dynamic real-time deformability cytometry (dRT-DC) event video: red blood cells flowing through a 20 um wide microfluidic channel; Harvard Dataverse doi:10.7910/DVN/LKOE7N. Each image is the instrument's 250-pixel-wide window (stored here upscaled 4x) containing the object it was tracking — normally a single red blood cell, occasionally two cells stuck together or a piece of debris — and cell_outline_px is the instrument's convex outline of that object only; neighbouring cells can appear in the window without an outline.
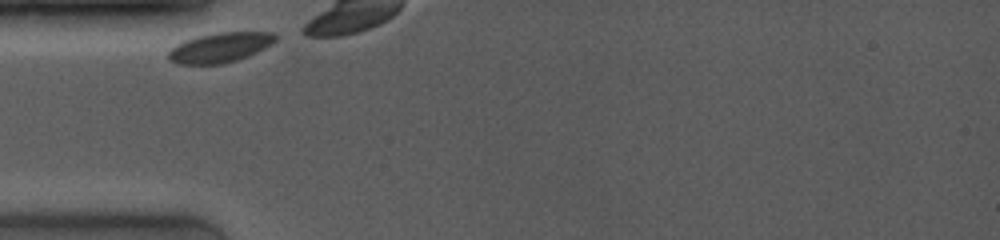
{"species": "common noctule bat (a hibernating species)", "species_latin": "Nyctalus noctula", "temperature_condition": "room temperature", "stored_images_in_passage": 4, "camera_frame_rate_fps": 4000, "um_per_image_px": 0.085, "animal": {"sex": "female", "body_mass_g": 19.0, "forearm_length_mm": 53.3}, "frame": {"image": 1, "passage_image": 1, "time_ms": 0.0, "image_size_px": [1000, 240], "cell_outline_px": [[276, 40], [264, 48], [248, 56], [224, 64], [176, 64], [168, 60], [168, 52], [176, 44], [184, 40], [216, 32], [276, 32]], "centroid_in_image_um": [18.68, 4.04], "position_along_channel_um": 66.3, "area_um2": 18.61}}